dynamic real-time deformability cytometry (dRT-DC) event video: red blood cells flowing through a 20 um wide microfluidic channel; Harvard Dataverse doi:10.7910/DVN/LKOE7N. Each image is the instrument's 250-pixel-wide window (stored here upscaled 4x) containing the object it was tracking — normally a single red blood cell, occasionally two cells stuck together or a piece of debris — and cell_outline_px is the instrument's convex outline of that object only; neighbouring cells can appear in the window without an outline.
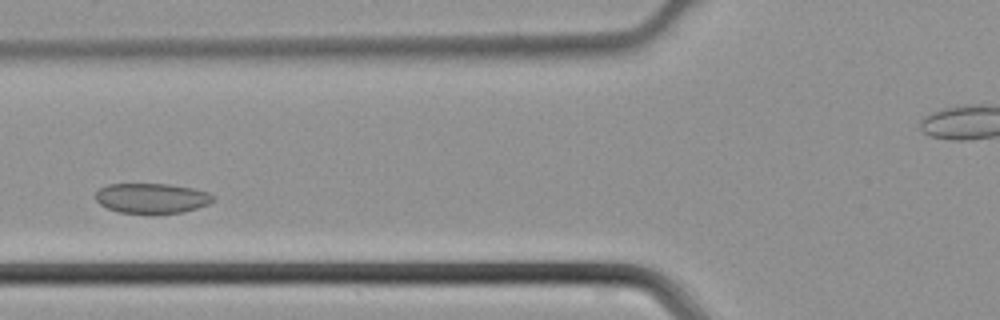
{"species": "common noctule bat (a hibernating species)", "species_latin": "Nyctalus noctula", "temperature_condition": "cold", "stored_images_in_passage": 32, "camera_frame_rate_fps": 3000, "um_per_image_px": 0.085, "animal": {"sex": "male", "body_mass_g": 21.5, "forearm_length_mm": 52.0}, "frame": {"image": 1, "passage_image": 9, "time_ms": 2.667, "image_size_px": [1000, 320], "cell_outline_px": [[216, 196], [208, 204], [184, 212], [120, 212], [108, 208], [100, 204], [96, 200], [96, 192], [100, 188], [108, 184], [172, 184], [192, 188], [208, 192]], "centroid_in_image_um": [12.91, 16.82], "position_along_channel_um": 112.9, "area_um2": 20.23}}
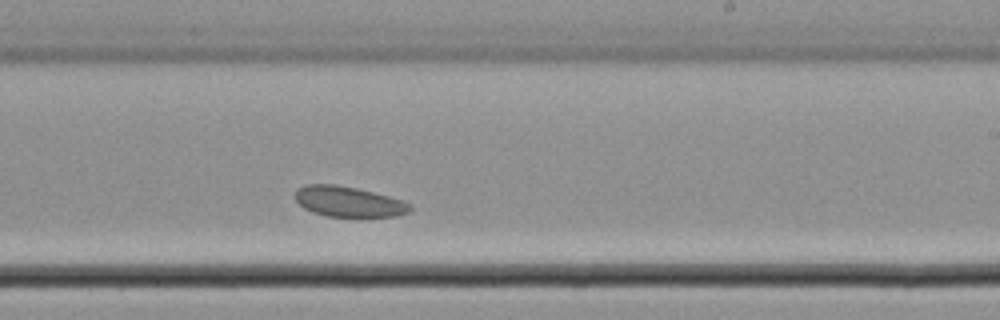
{"frame": {"image": 2, "passage_image": 19, "time_ms": 6.0, "image_size_px": [1000, 320], "cell_outline_px": [[412, 208], [408, 212], [396, 216], [328, 216], [312, 212], [304, 208], [296, 200], [296, 188], [304, 184], [336, 184], [356, 188], [404, 200], [412, 204]], "centroid_in_image_um": [29.62, 17.12], "position_along_channel_um": 259.4, "area_um2": 20.29}}
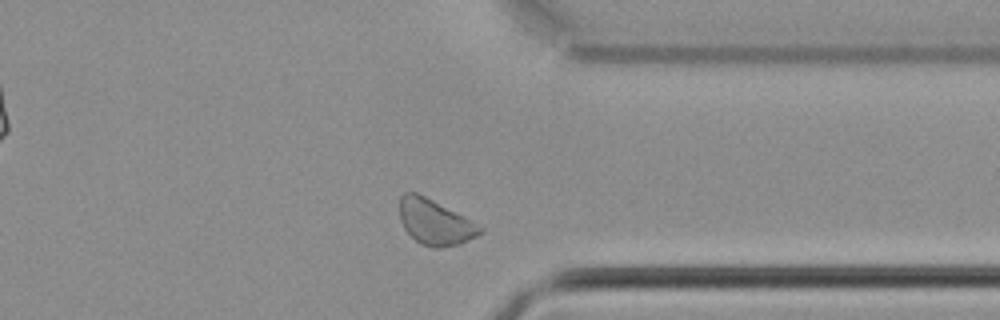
{"frame": {"image": 3, "passage_image": 27, "time_ms": 8.667, "image_size_px": [1000, 320], "cell_outline_px": [[484, 232], [460, 244], [440, 248], [432, 248], [416, 240], [404, 228], [400, 220], [400, 196], [404, 192], [416, 192], [464, 216], [484, 228]], "centroid_in_image_um": [36.98, 18.89], "position_along_channel_um": 374.4, "area_um2": 21.04}}